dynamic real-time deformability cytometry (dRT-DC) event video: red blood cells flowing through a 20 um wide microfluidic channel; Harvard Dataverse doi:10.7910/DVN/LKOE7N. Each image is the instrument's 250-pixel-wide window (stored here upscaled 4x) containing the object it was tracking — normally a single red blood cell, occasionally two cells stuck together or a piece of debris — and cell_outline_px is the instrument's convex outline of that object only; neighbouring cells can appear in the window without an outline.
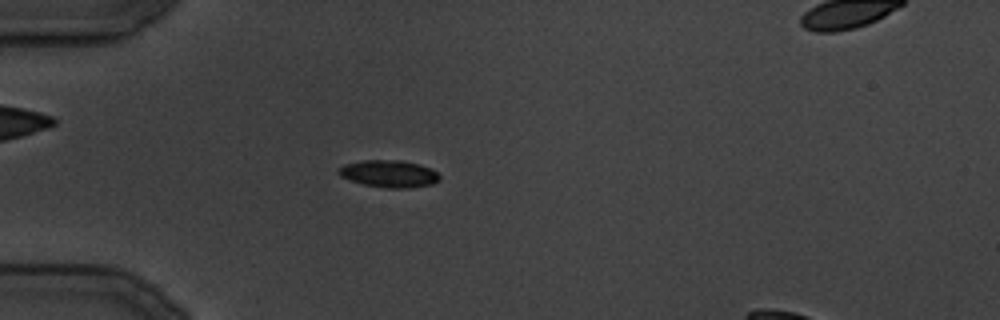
{"species": "common noctule bat (a hibernating species)", "species_latin": "Nyctalus noctula", "temperature_condition": "cold", "stored_images_in_passage": 32, "camera_frame_rate_fps": 3000, "um_per_image_px": 0.085, "animal": {"sex": "male", "body_mass_g": 19.5, "forearm_length_mm": 54.6}, "frame": {"image": 1, "passage_image": 7, "time_ms": 8.0, "image_size_px": [1000, 320], "cell_outline_px": [[440, 180], [432, 184], [408, 188], [384, 188], [364, 184], [340, 176], [336, 172], [344, 164], [360, 160], [400, 160], [420, 164], [432, 168], [440, 176]], "centroid_in_image_um": [33.08, 14.76], "position_along_channel_um": 51.9, "area_um2": 16.07}}
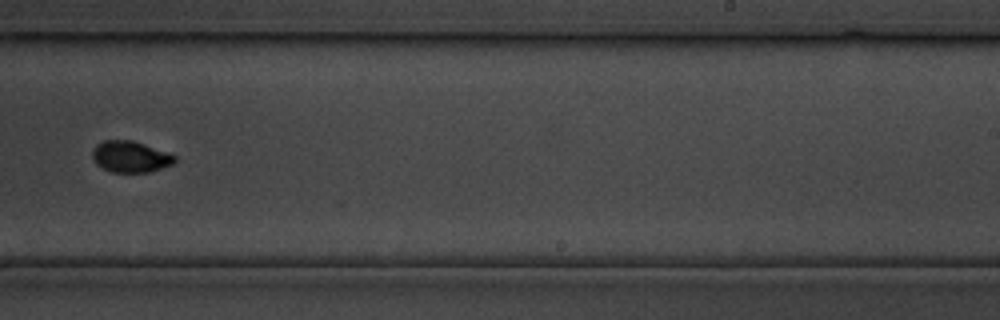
{"frame": {"image": 2, "passage_image": 19, "time_ms": 23.0, "image_size_px": [1000, 320], "cell_outline_px": [[176, 160], [172, 164], [148, 172], [112, 172], [96, 164], [92, 160], [92, 148], [96, 144], [104, 140], [132, 140], [168, 152], [176, 156]], "centroid_in_image_um": [11.05, 13.31], "position_along_channel_um": 277.9, "area_um2": 15.03}}
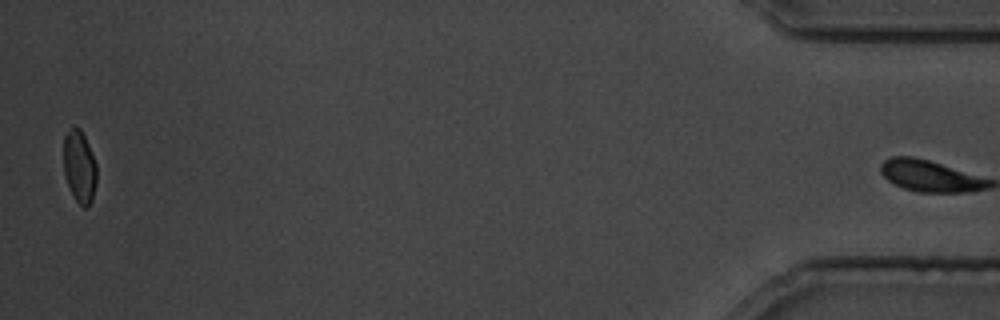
{"frame": {"image": 3, "passage_image": 31, "time_ms": 37.667, "image_size_px": [1000, 320], "cell_outline_px": [[96, 184], [92, 200], [84, 208], [76, 200], [68, 184], [64, 172], [64, 136], [72, 128], [80, 128], [88, 144], [96, 164]], "centroid_in_image_um": [6.76, 14.17], "position_along_channel_um": 428.4, "area_um2": 13.58}}